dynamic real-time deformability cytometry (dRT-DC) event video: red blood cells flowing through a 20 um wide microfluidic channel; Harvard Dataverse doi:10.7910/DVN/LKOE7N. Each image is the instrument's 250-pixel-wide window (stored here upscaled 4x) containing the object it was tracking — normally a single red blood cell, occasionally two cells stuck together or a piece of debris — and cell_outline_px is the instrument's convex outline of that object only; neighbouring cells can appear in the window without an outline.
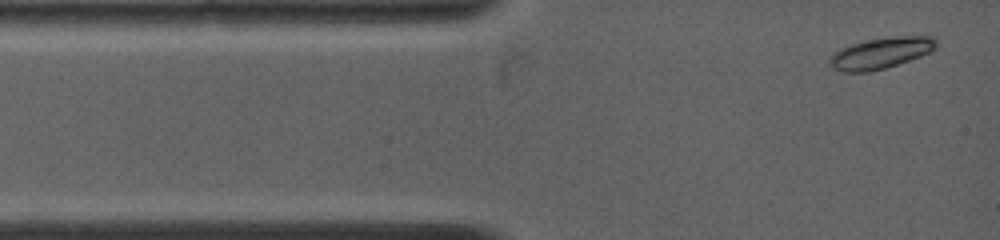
{"species": "common noctule bat (a hibernating species)", "species_latin": "Nyctalus noctula", "temperature_condition": "warm", "stored_images_in_passage": 9, "camera_frame_rate_fps": 4500, "um_per_image_px": 0.085, "animal": {"sex": "female", "body_mass_g": 19.0, "forearm_length_mm": 53.3}, "frame": {"image": 1, "passage_image": 1, "time_ms": 0.0, "image_size_px": [1000, 240], "cell_outline_px": [[936, 48], [932, 52], [884, 68], [868, 72], [844, 72], [832, 68], [828, 64], [828, 60], [840, 48], [864, 40], [896, 36], [932, 36], [936, 40]], "centroid_in_image_um": [74.86, 4.51], "position_along_channel_um": 10.1, "area_um2": 19.25}}
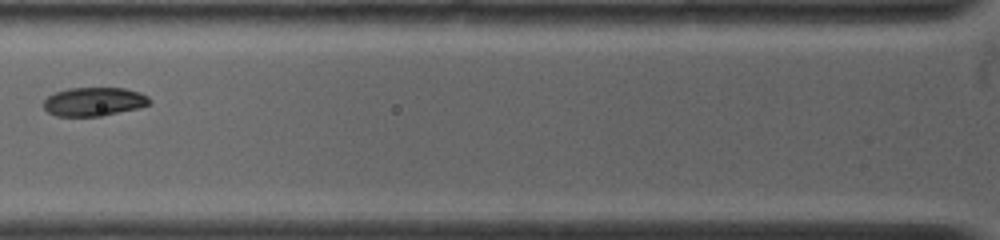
{"frame": {"image": 2, "passage_image": 7, "time_ms": 3.778, "image_size_px": [1000, 240], "cell_outline_px": [[152, 100], [148, 104], [136, 108], [100, 116], [60, 116], [48, 112], [44, 108], [44, 100], [48, 96], [56, 92], [68, 88], [124, 88], [140, 92], [148, 96]], "centroid_in_image_um": [7.98, 8.63], "position_along_channel_um": 117.8, "area_um2": 17.51}}
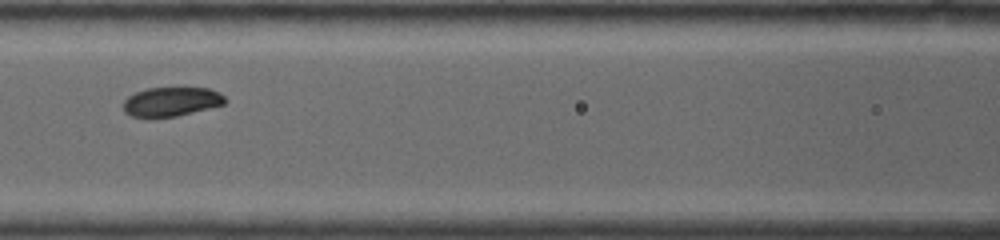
{"frame": {"image": 3, "passage_image": 8, "time_ms": 4.667, "image_size_px": [1000, 240], "cell_outline_px": [[228, 100], [224, 104], [176, 116], [132, 116], [124, 112], [124, 100], [128, 96], [136, 92], [148, 88], [208, 88], [220, 92]], "centroid_in_image_um": [14.59, 8.62], "position_along_channel_um": 152.0, "area_um2": 16.99}}